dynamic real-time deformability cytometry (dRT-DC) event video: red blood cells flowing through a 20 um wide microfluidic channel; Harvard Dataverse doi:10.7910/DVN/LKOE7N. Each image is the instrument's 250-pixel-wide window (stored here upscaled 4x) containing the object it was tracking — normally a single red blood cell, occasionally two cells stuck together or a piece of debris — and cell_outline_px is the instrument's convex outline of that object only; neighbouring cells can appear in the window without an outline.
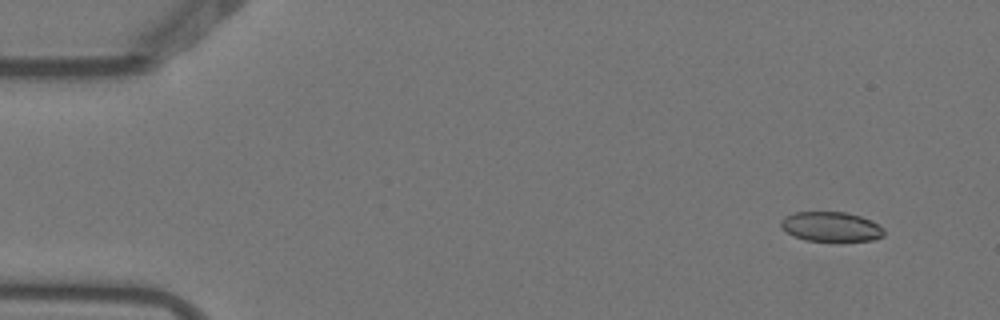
{"species": "Egyptian fruit bat (a non-hibernating species)", "species_latin": "Rousettus aegyptiacus", "temperature_condition": "warm", "stored_images_in_passage": 6, "camera_frame_rate_fps": 3000, "um_per_image_px": 0.085, "animal": {"sex": "female"}, "frame": {"image": 1, "passage_image": 2, "time_ms": 0.333, "image_size_px": [1000, 320], "cell_outline_px": [[884, 236], [872, 240], [840, 244], [836, 244], [804, 240], [792, 236], [780, 228], [780, 220], [784, 216], [796, 212], [844, 212], [860, 216], [872, 220], [884, 228]], "centroid_in_image_um": [70.64, 19.33], "position_along_channel_um": 14.4, "area_um2": 18.9}}
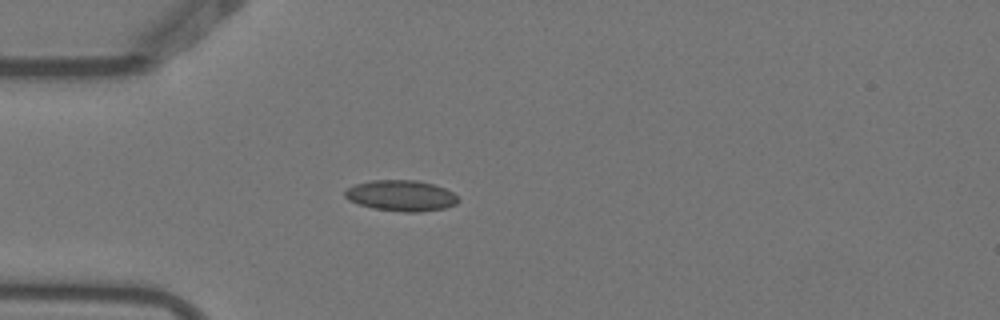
{"frame": {"image": 2, "passage_image": 5, "time_ms": 1.333, "image_size_px": [1000, 320], "cell_outline_px": [[460, 200], [456, 204], [444, 208], [420, 212], [404, 212], [372, 208], [356, 204], [348, 200], [344, 196], [344, 192], [348, 188], [356, 184], [372, 180], [416, 180], [432, 184], [444, 188], [452, 192]], "centroid_in_image_um": [34.07, 16.64], "position_along_channel_um": 50.9, "area_um2": 20.4}}